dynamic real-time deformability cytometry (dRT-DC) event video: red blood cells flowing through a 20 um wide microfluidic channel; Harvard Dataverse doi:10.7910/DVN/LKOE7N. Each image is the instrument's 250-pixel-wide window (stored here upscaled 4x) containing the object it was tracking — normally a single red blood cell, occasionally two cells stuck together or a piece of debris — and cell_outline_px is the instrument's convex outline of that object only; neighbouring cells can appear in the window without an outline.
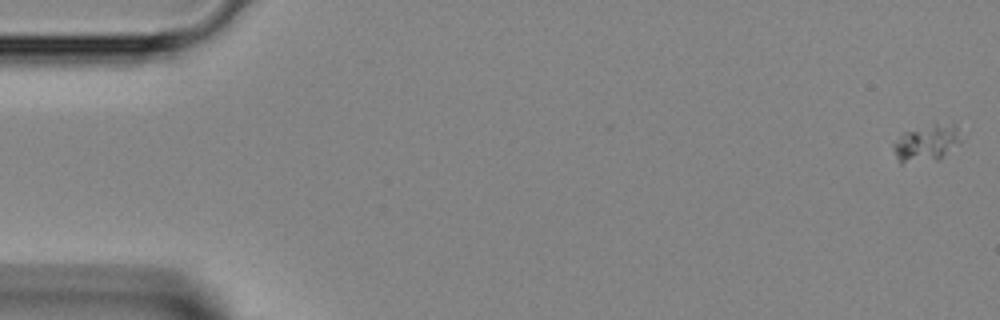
{"species": "Egyptian fruit bat (a non-hibernating species)", "species_latin": "Rousettus aegyptiacus", "temperature_condition": "room temperature", "stored_images_in_passage": 42, "camera_frame_rate_fps": 3000, "um_per_image_px": 0.085, "animal": {"sex": "female"}, "frame": {"image": 1, "passage_image": 1, "time_ms": 0.0, "image_size_px": [1000, 320], "cell_outline_px": [[960, 144], [940, 160], [900, 164], [896, 156], [892, 144], [904, 132], [936, 124], [956, 124]], "centroid_in_image_um": [78.75, 12.21], "position_along_channel_um": 6.3, "area_um2": 14.39}}
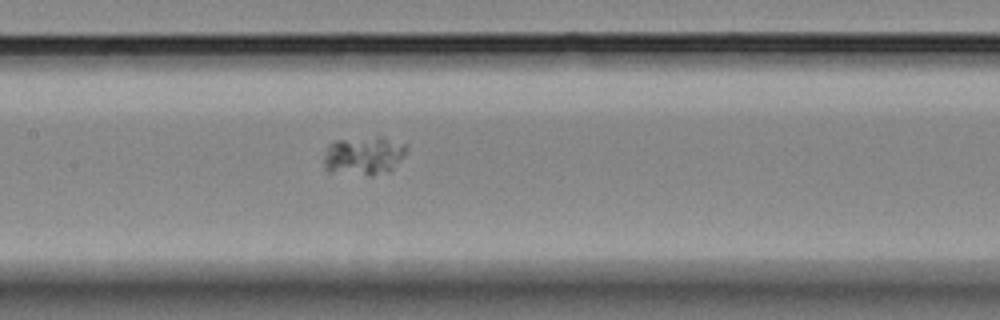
{"frame": {"image": 2, "passage_image": 21, "time_ms": 6.667, "image_size_px": [1000, 320], "cell_outline_px": [[408, 148], [404, 156], [388, 172], [368, 176], [328, 172], [324, 168], [324, 156], [328, 144], [336, 140], [376, 136], [380, 136], [408, 144]], "centroid_in_image_um": [30.91, 13.23], "position_along_channel_um": 176.5, "area_um2": 19.02}}
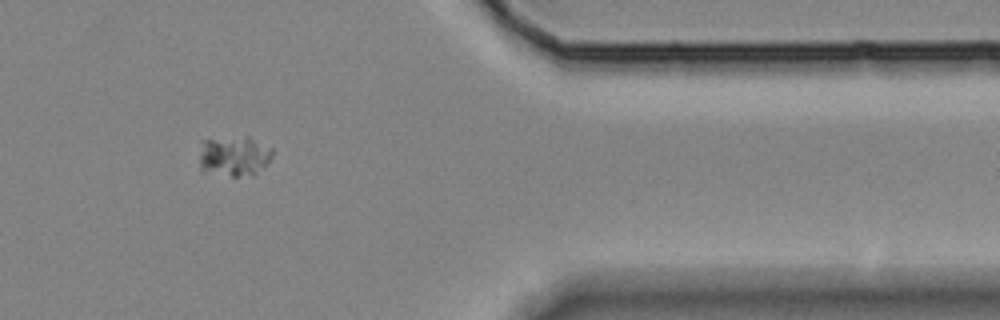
{"frame": {"image": 3, "passage_image": 37, "time_ms": 12.0, "image_size_px": [1000, 320], "cell_outline_px": [[272, 156], [256, 172], [236, 176], [232, 176], [200, 172], [200, 156], [204, 140], [248, 136], [272, 148]], "centroid_in_image_um": [19.86, 13.26], "position_along_channel_um": 391.5, "area_um2": 16.65}}